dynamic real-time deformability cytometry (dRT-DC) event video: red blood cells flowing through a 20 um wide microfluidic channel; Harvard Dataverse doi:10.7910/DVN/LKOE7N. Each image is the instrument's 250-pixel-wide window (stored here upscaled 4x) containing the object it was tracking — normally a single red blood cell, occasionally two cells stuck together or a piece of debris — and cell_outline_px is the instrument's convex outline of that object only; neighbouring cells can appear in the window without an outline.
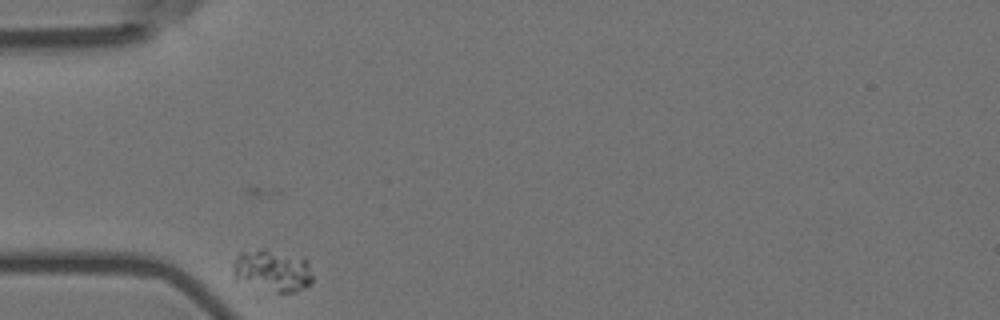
{"species": "Egyptian fruit bat (a non-hibernating species)", "species_latin": "Rousettus aegyptiacus", "temperature_condition": "room temperature", "stored_images_in_passage": 35, "camera_frame_rate_fps": 3000, "um_per_image_px": 0.085, "animal": {"sex": "female"}, "frame": {"image": 1, "passage_image": 1, "time_ms": 0.0, "image_size_px": [1000, 320], "cell_outline_px": [[312, 284], [296, 292], [276, 292], [232, 280], [236, 256], [240, 252], [264, 248], [304, 256], [308, 260], [312, 276]], "centroid_in_image_um": [23.18, 22.98], "position_along_channel_um": 61.8, "area_um2": 19.94}}
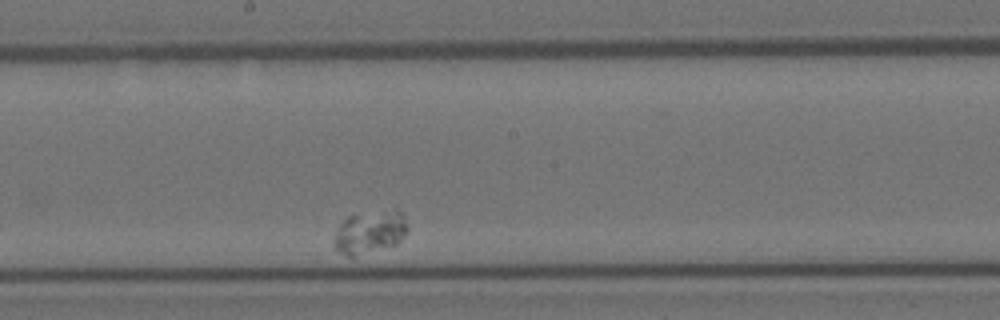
{"frame": {"image": 2, "passage_image": 19, "time_ms": 6.0, "image_size_px": [1000, 320], "cell_outline_px": [[408, 232], [396, 244], [352, 256], [348, 256], [340, 252], [336, 248], [332, 240], [340, 224], [348, 216], [396, 204], [400, 208], [408, 228]], "centroid_in_image_um": [31.5, 19.62], "position_along_channel_um": 216.7, "area_um2": 18.96}}
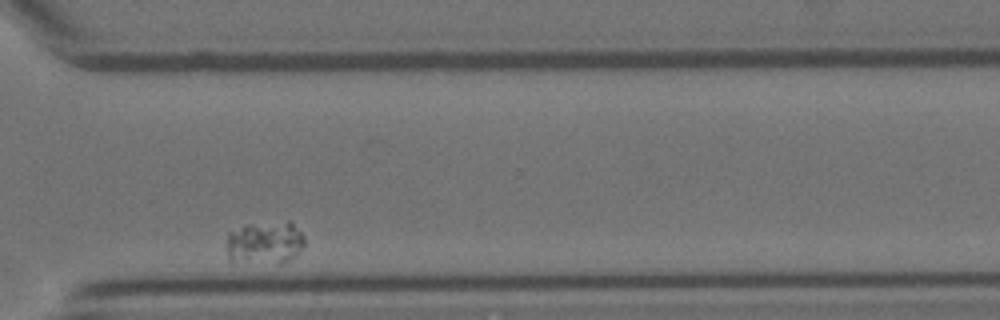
{"frame": {"image": 3, "passage_image": 33, "time_ms": 10.667, "image_size_px": [1000, 320], "cell_outline_px": [[304, 244], [300, 252], [288, 260], [280, 264], [228, 260], [228, 232], [244, 224], [288, 220], [292, 220], [304, 236]], "centroid_in_image_um": [22.55, 20.59], "position_along_channel_um": 348.0, "area_um2": 19.88}}